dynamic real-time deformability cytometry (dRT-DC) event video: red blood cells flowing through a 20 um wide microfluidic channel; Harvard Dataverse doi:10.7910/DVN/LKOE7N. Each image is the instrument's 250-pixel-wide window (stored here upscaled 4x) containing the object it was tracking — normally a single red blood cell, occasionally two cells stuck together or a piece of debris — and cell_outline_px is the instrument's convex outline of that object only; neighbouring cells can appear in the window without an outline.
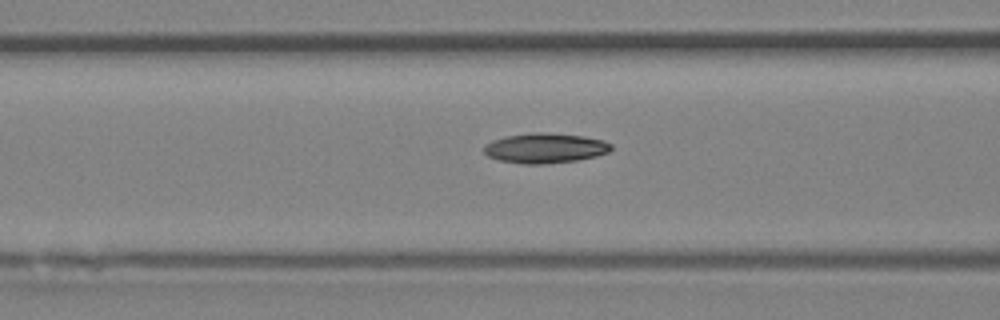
{"species": "Egyptian fruit bat (a non-hibernating species)", "species_latin": "Rousettus aegyptiacus", "temperature_condition": "room temperature", "stored_images_in_passage": 23, "camera_frame_rate_fps": 3000, "um_per_image_px": 0.085, "animal": {"sex": "female"}, "frame": {"image": 1, "passage_image": 16, "time_ms": 5.0, "image_size_px": [1000, 320], "cell_outline_px": [[612, 148], [608, 152], [596, 156], [576, 160], [544, 164], [524, 164], [500, 160], [488, 156], [484, 152], [484, 144], [492, 140], [508, 136], [532, 132], [544, 132], [584, 136], [604, 140], [612, 144]], "centroid_in_image_um": [46.34, 12.58], "position_along_channel_um": 120.3, "area_um2": 22.2}}
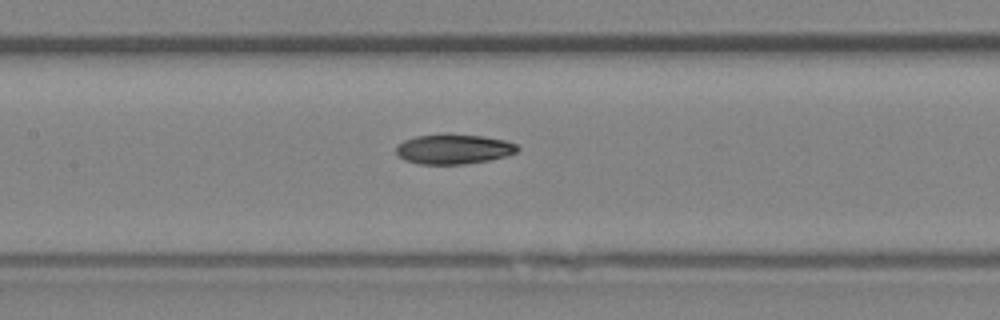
{"frame": {"image": 2, "passage_image": 19, "time_ms": 6.0, "image_size_px": [1000, 320], "cell_outline_px": [[520, 148], [516, 152], [508, 156], [488, 160], [464, 164], [420, 164], [404, 160], [396, 152], [396, 144], [404, 140], [416, 136], [484, 136], [504, 140], [516, 144]], "centroid_in_image_um": [38.57, 12.7], "position_along_channel_um": 168.8, "area_um2": 20.58}}